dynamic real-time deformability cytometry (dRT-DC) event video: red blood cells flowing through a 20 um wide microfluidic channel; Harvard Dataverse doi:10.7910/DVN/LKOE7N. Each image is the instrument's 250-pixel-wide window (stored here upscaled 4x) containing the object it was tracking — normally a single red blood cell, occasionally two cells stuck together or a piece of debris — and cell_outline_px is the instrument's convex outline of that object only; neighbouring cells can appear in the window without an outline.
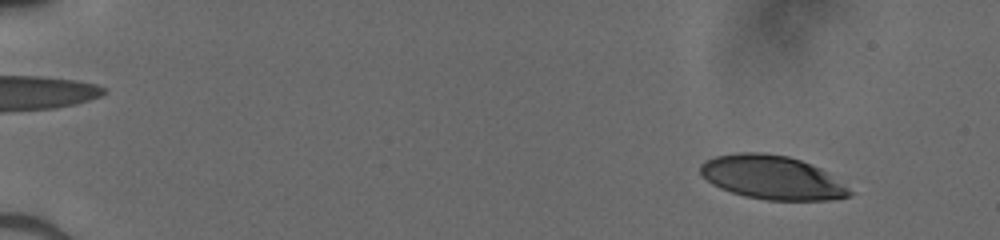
{"species": "human", "species_latin": "Homo sapiens", "temperature_condition": "cold", "stored_images_in_passage": 51, "camera_frame_rate_fps": 3000, "um_per_image_px": 0.085, "donor": {"sex": "male"}, "frame": {"image": 1, "passage_image": 5, "time_ms": 1.333, "image_size_px": [1000, 240], "cell_outline_px": [[852, 192], [848, 196], [828, 200], [768, 200], [744, 196], [720, 188], [712, 184], [700, 172], [700, 164], [704, 160], [716, 156], [740, 152], [764, 152], [788, 156], [812, 164], [828, 172], [848, 188]], "centroid_in_image_um": [65.61, 15.07], "position_along_channel_um": 19.4, "area_um2": 37.92}}
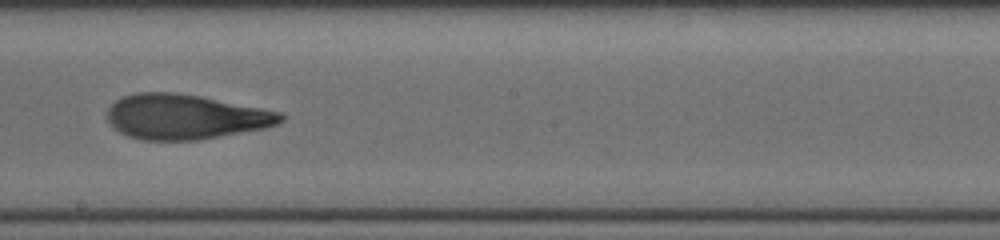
{"frame": {"image": 2, "passage_image": 31, "time_ms": 10.0, "image_size_px": [1000, 240], "cell_outline_px": [[284, 120], [276, 124], [264, 128], [196, 140], [140, 140], [128, 136], [120, 132], [108, 120], [108, 108], [116, 100], [124, 96], [136, 92], [176, 92], [200, 96], [280, 112], [284, 116]], "centroid_in_image_um": [15.72, 9.92], "position_along_channel_um": 232.5, "area_um2": 44.97}}
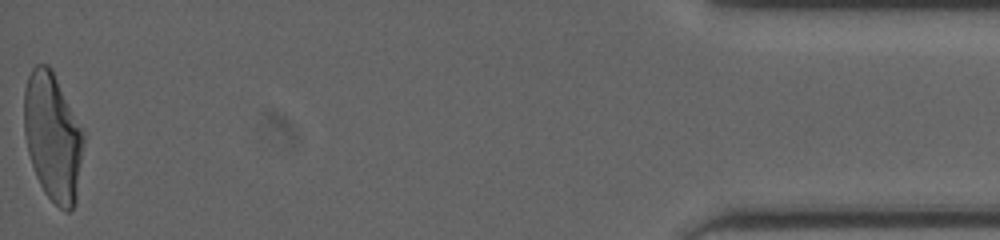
{"frame": {"image": 3, "passage_image": 51, "time_ms": 16.667, "image_size_px": [1000, 240], "cell_outline_px": [[84, 140], [76, 200], [72, 208], [68, 212], [64, 212], [44, 192], [36, 176], [28, 152], [24, 132], [24, 88], [28, 76], [32, 68], [36, 64], [48, 64], [52, 68], [84, 136]], "centroid_in_image_um": [4.46, 11.63], "position_along_channel_um": 430.7, "area_um2": 43.93}}